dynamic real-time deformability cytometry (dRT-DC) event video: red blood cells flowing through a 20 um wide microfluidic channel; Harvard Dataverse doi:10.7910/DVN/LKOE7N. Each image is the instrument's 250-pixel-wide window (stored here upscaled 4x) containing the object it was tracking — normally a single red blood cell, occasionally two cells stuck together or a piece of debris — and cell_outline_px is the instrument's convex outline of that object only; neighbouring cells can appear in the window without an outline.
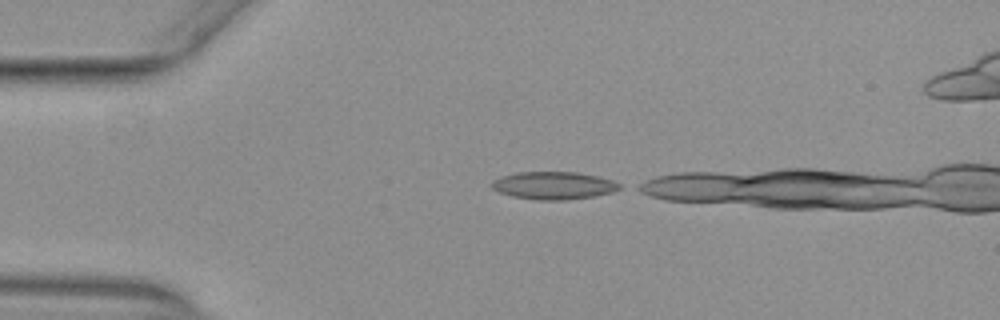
{"species": "common noctule bat (a hibernating species)", "species_latin": "Nyctalus noctula", "temperature_condition": "warm", "stored_images_in_passage": 8, "camera_frame_rate_fps": 3000, "um_per_image_px": 0.085, "animal": {"sex": "female", "body_mass_g": 29.2, "forearm_length_mm": 56.3}, "frame": {"image": 1, "passage_image": 1, "time_ms": 0.0, "image_size_px": [1000, 320], "cell_outline_px": [[620, 188], [612, 192], [596, 196], [564, 200], [536, 200], [512, 196], [500, 192], [492, 188], [492, 180], [500, 176], [516, 172], [576, 172], [596, 176], [612, 180], [620, 184]], "centroid_in_image_um": [47.04, 15.77], "position_along_channel_um": 38.0, "area_um2": 20.58}}